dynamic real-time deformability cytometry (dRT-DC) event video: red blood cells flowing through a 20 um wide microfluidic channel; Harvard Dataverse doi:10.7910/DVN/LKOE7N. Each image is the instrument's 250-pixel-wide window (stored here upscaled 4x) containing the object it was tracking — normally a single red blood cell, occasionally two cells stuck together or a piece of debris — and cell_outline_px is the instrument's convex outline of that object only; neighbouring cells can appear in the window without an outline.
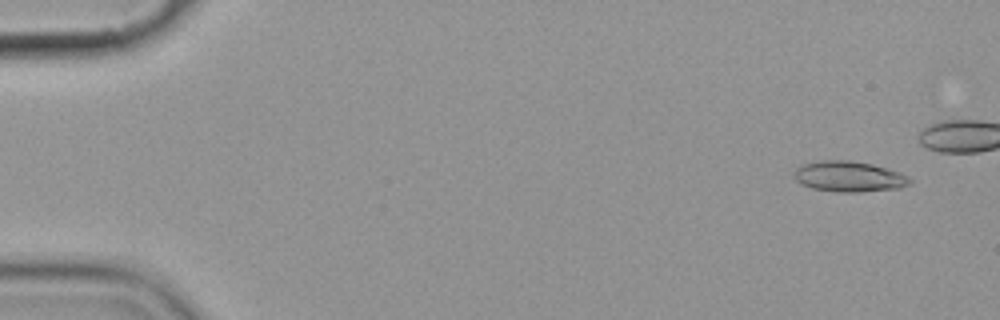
{"species": "common noctule bat (a hibernating species)", "species_latin": "Nyctalus noctula", "temperature_condition": "cold", "stored_images_in_passage": 7, "camera_frame_rate_fps": 3000, "um_per_image_px": 0.085, "animal": {"sex": "female", "body_mass_g": 19.9}, "frame": {"image": 1, "passage_image": 2, "time_ms": 1.0, "image_size_px": [1000, 320], "cell_outline_px": [[912, 180], [908, 184], [900, 188], [860, 192], [836, 192], [812, 188], [800, 184], [796, 180], [796, 168], [800, 164], [824, 160], [848, 160], [872, 164], [900, 172], [908, 176]], "centroid_in_image_um": [72.17, 15.01], "position_along_channel_um": 12.8, "area_um2": 20.63}}
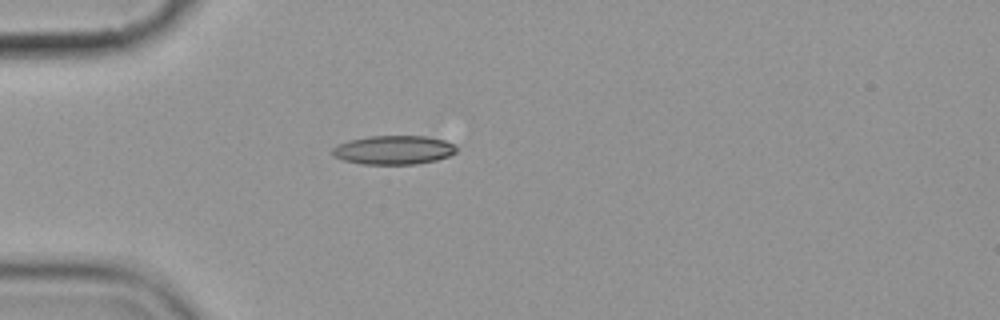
{"frame": {"image": 2, "passage_image": 7, "time_ms": 7.0, "image_size_px": [1000, 320], "cell_outline_px": [[456, 152], [448, 156], [436, 160], [416, 164], [360, 164], [344, 160], [332, 156], [332, 148], [336, 144], [348, 140], [368, 136], [428, 136], [444, 140], [456, 144]], "centroid_in_image_um": [33.44, 12.74], "position_along_channel_um": 51.6, "area_um2": 21.1}}